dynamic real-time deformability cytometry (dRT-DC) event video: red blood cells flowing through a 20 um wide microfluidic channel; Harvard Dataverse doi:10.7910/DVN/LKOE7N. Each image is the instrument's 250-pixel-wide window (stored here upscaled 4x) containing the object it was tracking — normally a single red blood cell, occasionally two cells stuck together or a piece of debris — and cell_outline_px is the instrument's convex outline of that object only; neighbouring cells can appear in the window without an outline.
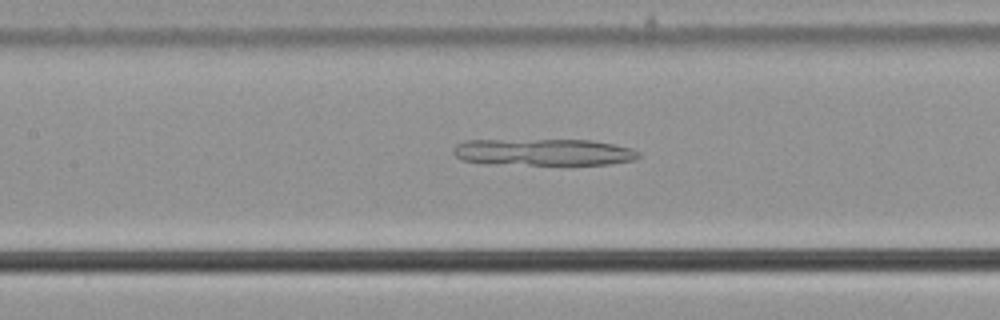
{"species": "common noctule bat (a hibernating species)", "species_latin": "Nyctalus noctula", "temperature_condition": "cold", "stored_images_in_passage": 40, "camera_frame_rate_fps": 3000, "um_per_image_px": 0.085, "animal": {"sex": "male", "body_mass_g": 21.5, "forearm_length_mm": 52.0}, "frame": {"image": 1, "passage_image": 11, "time_ms": 3.333, "image_size_px": [1000, 320], "cell_outline_px": [[640, 156], [632, 160], [608, 164], [488, 164], [464, 160], [456, 156], [452, 152], [452, 148], [456, 144], [464, 140], [592, 140], [632, 148], [640, 152]], "centroid_in_image_um": [46.16, 12.93], "position_along_channel_um": 161.2, "area_um2": 28.9}}
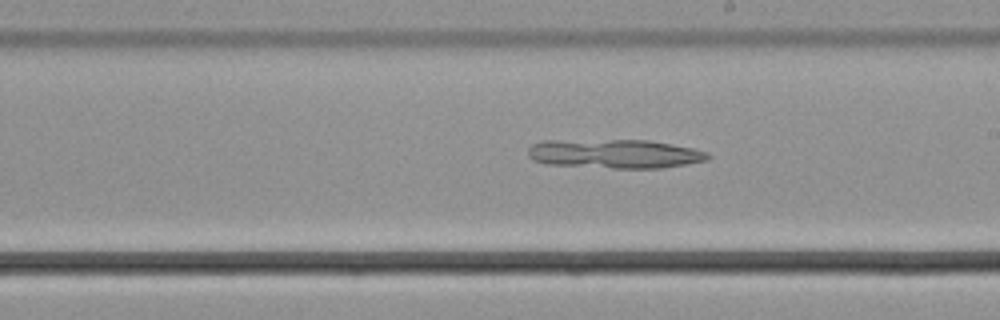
{"frame": {"image": 2, "passage_image": 17, "time_ms": 5.333, "image_size_px": [1000, 320], "cell_outline_px": [[712, 156], [708, 160], [688, 164], [660, 168], [612, 168], [548, 164], [532, 160], [528, 156], [528, 148], [532, 144], [544, 140], [648, 140], [672, 144], [692, 148], [708, 152]], "centroid_in_image_um": [52.26, 13.07], "position_along_channel_um": 236.7, "area_um2": 30.63}}
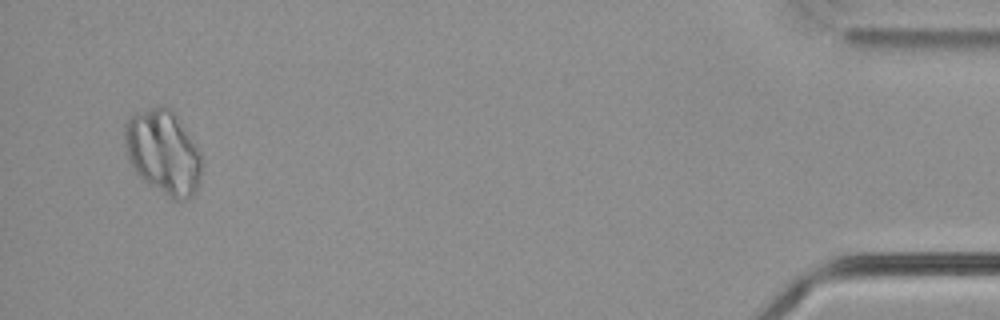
{"frame": {"image": 3, "passage_image": 38, "time_ms": 12.333, "image_size_px": [1000, 320], "cell_outline_px": [[200, 184], [196, 192], [188, 200], [172, 200], [140, 180], [132, 168], [128, 160], [124, 144], [124, 124], [128, 116], [136, 112], [160, 104], [172, 108], [200, 152]], "centroid_in_image_um": [13.83, 12.95], "position_along_channel_um": 421.4, "area_um2": 38.73}}